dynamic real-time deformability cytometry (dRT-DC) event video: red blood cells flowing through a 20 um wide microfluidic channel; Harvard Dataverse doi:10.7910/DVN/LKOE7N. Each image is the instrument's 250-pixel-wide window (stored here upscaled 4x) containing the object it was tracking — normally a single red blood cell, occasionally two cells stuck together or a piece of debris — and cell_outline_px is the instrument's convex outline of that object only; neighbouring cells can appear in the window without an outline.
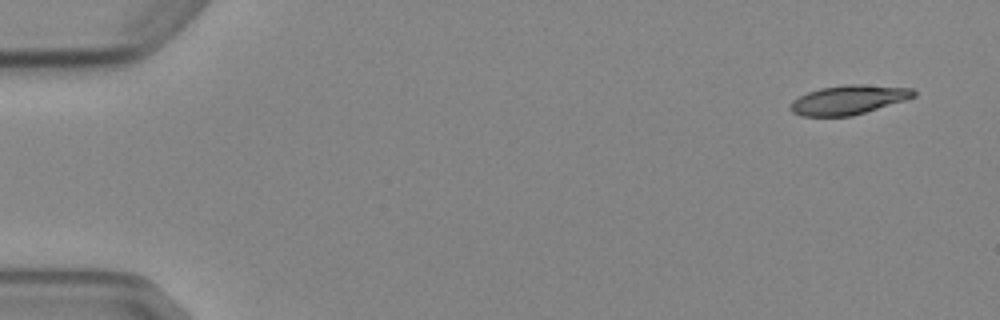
{"species": "Egyptian fruit bat (a non-hibernating species)", "species_latin": "Rousettus aegyptiacus", "temperature_condition": "cold", "stored_images_in_passage": 6, "camera_frame_rate_fps": 3000, "um_per_image_px": 0.085, "animal": {"sex": "female"}, "frame": {"image": 1, "passage_image": 1, "time_ms": 0.0, "image_size_px": [1000, 320], "cell_outline_px": [[916, 96], [904, 100], [852, 116], [800, 116], [792, 112], [788, 108], [792, 100], [808, 92], [820, 88], [844, 84], [860, 84], [912, 88], [916, 92]], "centroid_in_image_um": [72.08, 8.48], "position_along_channel_um": 12.9, "area_um2": 20.98}}
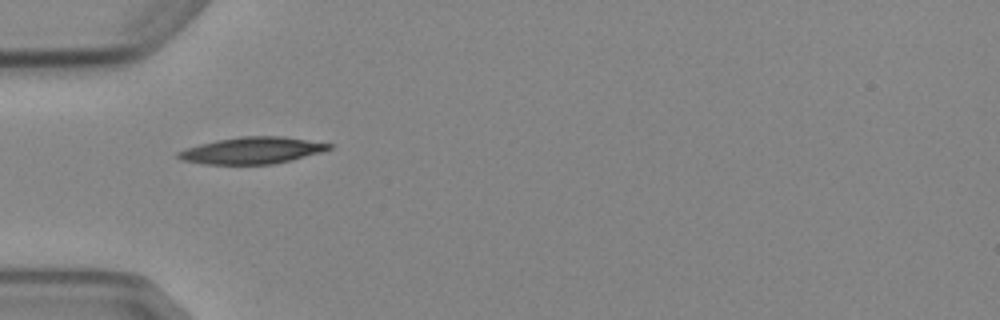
{"frame": {"image": 2, "passage_image": 5, "time_ms": 4.667, "image_size_px": [1000, 320], "cell_outline_px": [[332, 148], [324, 152], [292, 160], [272, 164], [204, 164], [180, 160], [176, 156], [176, 152], [200, 144], [216, 140], [240, 136], [284, 136], [332, 144]], "centroid_in_image_um": [21.44, 12.79], "position_along_channel_um": 63.6, "area_um2": 23.58}}
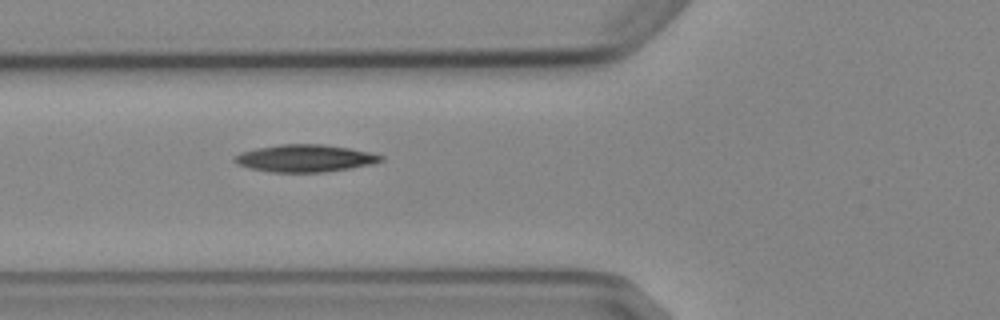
{"frame": {"image": 3, "passage_image": 6, "time_ms": 5.667, "image_size_px": [1000, 320], "cell_outline_px": [[384, 160], [372, 164], [324, 172], [272, 172], [248, 168], [236, 164], [232, 160], [232, 156], [240, 152], [256, 148], [280, 144], [320, 144], [348, 148], [368, 152], [384, 156]], "centroid_in_image_um": [25.85, 13.45], "position_along_channel_um": 99.9, "area_um2": 23.29}}